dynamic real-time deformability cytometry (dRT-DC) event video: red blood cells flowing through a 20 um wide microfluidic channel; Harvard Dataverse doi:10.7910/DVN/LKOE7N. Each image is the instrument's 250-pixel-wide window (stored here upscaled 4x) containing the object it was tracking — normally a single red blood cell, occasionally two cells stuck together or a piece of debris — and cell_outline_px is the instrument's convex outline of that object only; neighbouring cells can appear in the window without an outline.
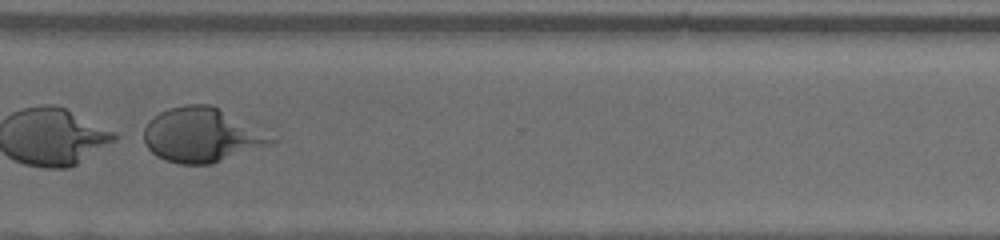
{"species": "human", "species_latin": "Homo sapiens", "temperature_condition": "room temperature", "stored_images_in_passage": 51, "camera_frame_rate_fps": 3000, "um_per_image_px": 0.085, "donor": {"sex": "female"}, "frame": {"image": 1, "passage_image": 41, "time_ms": 13.333, "image_size_px": [1000, 240], "cell_outline_px": [[280, 140], [212, 164], [180, 164], [164, 160], [156, 156], [144, 144], [144, 128], [148, 120], [160, 112], [168, 108], [184, 104], [212, 104], [268, 124], [280, 136]], "centroid_in_image_um": [17.36, 11.41], "position_along_channel_um": 353.2, "area_um2": 42.77}}